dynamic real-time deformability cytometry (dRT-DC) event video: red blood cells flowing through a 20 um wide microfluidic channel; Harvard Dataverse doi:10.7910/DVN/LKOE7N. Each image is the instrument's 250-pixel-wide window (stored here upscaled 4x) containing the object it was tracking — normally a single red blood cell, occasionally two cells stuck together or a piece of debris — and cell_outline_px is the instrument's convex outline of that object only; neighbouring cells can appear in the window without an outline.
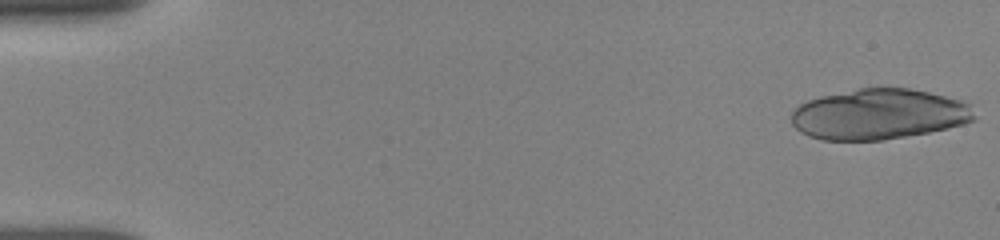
{"species": "human", "species_latin": "Homo sapiens", "temperature_condition": "room temperature", "stored_images_in_passage": 19, "camera_frame_rate_fps": 3000, "um_per_image_px": 0.085, "donor": {"sex": "female"}, "frame": {"image": 1, "passage_image": 1, "time_ms": 0.0, "image_size_px": [1000, 240], "cell_outline_px": [[976, 120], [964, 124], [948, 128], [928, 132], [884, 140], [820, 140], [808, 136], [800, 132], [792, 124], [792, 112], [800, 104], [808, 100], [820, 96], [860, 88], [912, 88], [960, 100], [968, 104], [976, 116]], "centroid_in_image_um": [74.7, 9.71], "position_along_channel_um": 10.3, "area_um2": 53.87}}
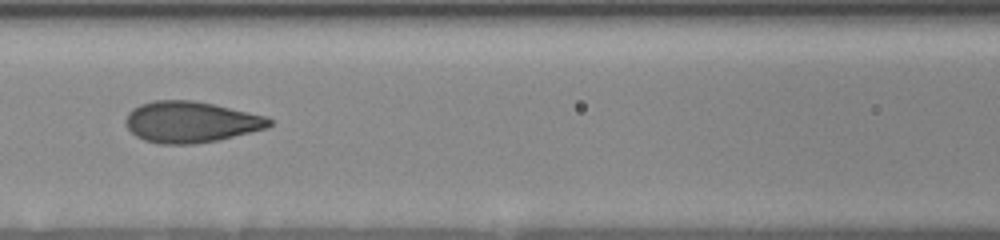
{"frame": {"image": 2, "passage_image": 14, "time_ms": 7.667, "image_size_px": [1000, 240], "cell_outline_px": [[272, 124], [268, 128], [216, 140], [192, 144], [160, 144], [144, 140], [136, 136], [124, 124], [124, 120], [128, 112], [132, 108], [140, 104], [152, 100], [192, 100], [212, 104], [268, 116], [272, 120]], "centroid_in_image_um": [16.19, 10.36], "position_along_channel_um": 150.4, "area_um2": 34.51}}
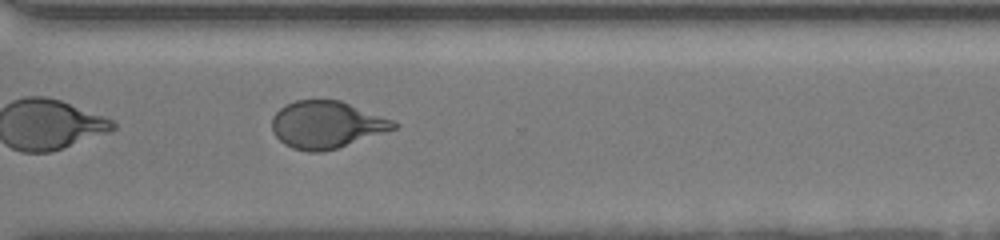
{"frame": {"image": 3, "passage_image": 19, "time_ms": 12.667, "image_size_px": [1000, 240], "cell_outline_px": [[400, 124], [396, 128], [336, 148], [320, 152], [308, 152], [292, 148], [284, 144], [272, 132], [272, 116], [280, 108], [296, 100], [340, 100], [392, 120]], "centroid_in_image_um": [27.71, 10.6], "position_along_channel_um": 342.9, "area_um2": 33.06}}